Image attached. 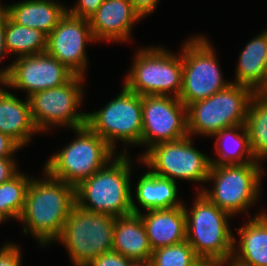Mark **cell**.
<instances>
[{
	"label": "cell",
	"mask_w": 267,
	"mask_h": 266,
	"mask_svg": "<svg viewBox=\"0 0 267 266\" xmlns=\"http://www.w3.org/2000/svg\"><path fill=\"white\" fill-rule=\"evenodd\" d=\"M41 179L32 178L25 206L19 218L23 232H28L40 246L54 243L76 204L75 186L53 178L45 170Z\"/></svg>",
	"instance_id": "obj_1"
},
{
	"label": "cell",
	"mask_w": 267,
	"mask_h": 266,
	"mask_svg": "<svg viewBox=\"0 0 267 266\" xmlns=\"http://www.w3.org/2000/svg\"><path fill=\"white\" fill-rule=\"evenodd\" d=\"M126 153L125 147L124 152L75 187L76 205L90 212L115 217L141 213L132 195L133 164Z\"/></svg>",
	"instance_id": "obj_2"
},
{
	"label": "cell",
	"mask_w": 267,
	"mask_h": 266,
	"mask_svg": "<svg viewBox=\"0 0 267 266\" xmlns=\"http://www.w3.org/2000/svg\"><path fill=\"white\" fill-rule=\"evenodd\" d=\"M186 214V240L203 262L222 263L232 260L234 237L229 226L228 212L218 208L198 192Z\"/></svg>",
	"instance_id": "obj_3"
},
{
	"label": "cell",
	"mask_w": 267,
	"mask_h": 266,
	"mask_svg": "<svg viewBox=\"0 0 267 266\" xmlns=\"http://www.w3.org/2000/svg\"><path fill=\"white\" fill-rule=\"evenodd\" d=\"M73 132L76 139L51 155L43 170L76 187L103 168L118 152L87 125L75 128Z\"/></svg>",
	"instance_id": "obj_4"
},
{
	"label": "cell",
	"mask_w": 267,
	"mask_h": 266,
	"mask_svg": "<svg viewBox=\"0 0 267 266\" xmlns=\"http://www.w3.org/2000/svg\"><path fill=\"white\" fill-rule=\"evenodd\" d=\"M136 53L123 86L140 96L179 98L183 68L181 52L176 55L162 46H152L141 48Z\"/></svg>",
	"instance_id": "obj_5"
},
{
	"label": "cell",
	"mask_w": 267,
	"mask_h": 266,
	"mask_svg": "<svg viewBox=\"0 0 267 266\" xmlns=\"http://www.w3.org/2000/svg\"><path fill=\"white\" fill-rule=\"evenodd\" d=\"M256 92L245 85L231 83L214 95L187 107L189 136L213 137L219 131L245 125L251 98Z\"/></svg>",
	"instance_id": "obj_6"
},
{
	"label": "cell",
	"mask_w": 267,
	"mask_h": 266,
	"mask_svg": "<svg viewBox=\"0 0 267 266\" xmlns=\"http://www.w3.org/2000/svg\"><path fill=\"white\" fill-rule=\"evenodd\" d=\"M261 166L258 162L211 165L207 181H213L214 187L207 190L202 186L197 193L233 217L239 212L248 213L261 193Z\"/></svg>",
	"instance_id": "obj_7"
},
{
	"label": "cell",
	"mask_w": 267,
	"mask_h": 266,
	"mask_svg": "<svg viewBox=\"0 0 267 266\" xmlns=\"http://www.w3.org/2000/svg\"><path fill=\"white\" fill-rule=\"evenodd\" d=\"M115 218L73 206L56 240L66 247L73 266H87L98 256L112 251Z\"/></svg>",
	"instance_id": "obj_8"
},
{
	"label": "cell",
	"mask_w": 267,
	"mask_h": 266,
	"mask_svg": "<svg viewBox=\"0 0 267 266\" xmlns=\"http://www.w3.org/2000/svg\"><path fill=\"white\" fill-rule=\"evenodd\" d=\"M210 40L192 36L182 45V87L179 99L188 107L226 88L232 82L223 78Z\"/></svg>",
	"instance_id": "obj_9"
},
{
	"label": "cell",
	"mask_w": 267,
	"mask_h": 266,
	"mask_svg": "<svg viewBox=\"0 0 267 266\" xmlns=\"http://www.w3.org/2000/svg\"><path fill=\"white\" fill-rule=\"evenodd\" d=\"M84 76L75 75L66 84L33 93L29 98L31 118L39 132L50 127H84L87 112H79L84 97ZM78 110V111H77Z\"/></svg>",
	"instance_id": "obj_10"
},
{
	"label": "cell",
	"mask_w": 267,
	"mask_h": 266,
	"mask_svg": "<svg viewBox=\"0 0 267 266\" xmlns=\"http://www.w3.org/2000/svg\"><path fill=\"white\" fill-rule=\"evenodd\" d=\"M86 125L114 150L119 140L122 144L141 146L142 96L123 86L118 96L105 107L87 113Z\"/></svg>",
	"instance_id": "obj_11"
},
{
	"label": "cell",
	"mask_w": 267,
	"mask_h": 266,
	"mask_svg": "<svg viewBox=\"0 0 267 266\" xmlns=\"http://www.w3.org/2000/svg\"><path fill=\"white\" fill-rule=\"evenodd\" d=\"M191 136L173 142L153 145L138 161L155 175L205 183L211 167L210 157L193 147ZM152 169V170H151Z\"/></svg>",
	"instance_id": "obj_12"
},
{
	"label": "cell",
	"mask_w": 267,
	"mask_h": 266,
	"mask_svg": "<svg viewBox=\"0 0 267 266\" xmlns=\"http://www.w3.org/2000/svg\"><path fill=\"white\" fill-rule=\"evenodd\" d=\"M189 136L187 107L173 96H142L141 146L151 148Z\"/></svg>",
	"instance_id": "obj_13"
},
{
	"label": "cell",
	"mask_w": 267,
	"mask_h": 266,
	"mask_svg": "<svg viewBox=\"0 0 267 266\" xmlns=\"http://www.w3.org/2000/svg\"><path fill=\"white\" fill-rule=\"evenodd\" d=\"M96 42L87 18L68 12L48 34L46 52L65 65L75 75L85 76L88 63L87 43Z\"/></svg>",
	"instance_id": "obj_14"
},
{
	"label": "cell",
	"mask_w": 267,
	"mask_h": 266,
	"mask_svg": "<svg viewBox=\"0 0 267 266\" xmlns=\"http://www.w3.org/2000/svg\"><path fill=\"white\" fill-rule=\"evenodd\" d=\"M75 74L47 52L19 57L11 63L9 88L26 91V97L49 88L60 87Z\"/></svg>",
	"instance_id": "obj_15"
},
{
	"label": "cell",
	"mask_w": 267,
	"mask_h": 266,
	"mask_svg": "<svg viewBox=\"0 0 267 266\" xmlns=\"http://www.w3.org/2000/svg\"><path fill=\"white\" fill-rule=\"evenodd\" d=\"M141 19L129 0H104L88 20L96 42L125 43Z\"/></svg>",
	"instance_id": "obj_16"
},
{
	"label": "cell",
	"mask_w": 267,
	"mask_h": 266,
	"mask_svg": "<svg viewBox=\"0 0 267 266\" xmlns=\"http://www.w3.org/2000/svg\"><path fill=\"white\" fill-rule=\"evenodd\" d=\"M152 250L186 240V214L183 206L139 213Z\"/></svg>",
	"instance_id": "obj_17"
},
{
	"label": "cell",
	"mask_w": 267,
	"mask_h": 266,
	"mask_svg": "<svg viewBox=\"0 0 267 266\" xmlns=\"http://www.w3.org/2000/svg\"><path fill=\"white\" fill-rule=\"evenodd\" d=\"M236 230L232 260L240 266H267V213L256 214Z\"/></svg>",
	"instance_id": "obj_18"
},
{
	"label": "cell",
	"mask_w": 267,
	"mask_h": 266,
	"mask_svg": "<svg viewBox=\"0 0 267 266\" xmlns=\"http://www.w3.org/2000/svg\"><path fill=\"white\" fill-rule=\"evenodd\" d=\"M0 132L8 135L22 148L34 134L40 133L31 118L30 102L17 98L0 87Z\"/></svg>",
	"instance_id": "obj_19"
},
{
	"label": "cell",
	"mask_w": 267,
	"mask_h": 266,
	"mask_svg": "<svg viewBox=\"0 0 267 266\" xmlns=\"http://www.w3.org/2000/svg\"><path fill=\"white\" fill-rule=\"evenodd\" d=\"M0 5L15 23L39 29L47 35L67 12V6L55 0H24L12 5Z\"/></svg>",
	"instance_id": "obj_20"
},
{
	"label": "cell",
	"mask_w": 267,
	"mask_h": 266,
	"mask_svg": "<svg viewBox=\"0 0 267 266\" xmlns=\"http://www.w3.org/2000/svg\"><path fill=\"white\" fill-rule=\"evenodd\" d=\"M112 250L132 261H150L153 250L139 214L115 218Z\"/></svg>",
	"instance_id": "obj_21"
},
{
	"label": "cell",
	"mask_w": 267,
	"mask_h": 266,
	"mask_svg": "<svg viewBox=\"0 0 267 266\" xmlns=\"http://www.w3.org/2000/svg\"><path fill=\"white\" fill-rule=\"evenodd\" d=\"M266 55L267 29L251 39L240 52L232 83L248 86L256 93L267 92Z\"/></svg>",
	"instance_id": "obj_22"
},
{
	"label": "cell",
	"mask_w": 267,
	"mask_h": 266,
	"mask_svg": "<svg viewBox=\"0 0 267 266\" xmlns=\"http://www.w3.org/2000/svg\"><path fill=\"white\" fill-rule=\"evenodd\" d=\"M135 197L146 211L183 206L177 199L178 187L175 181L155 175L149 169L137 181Z\"/></svg>",
	"instance_id": "obj_23"
},
{
	"label": "cell",
	"mask_w": 267,
	"mask_h": 266,
	"mask_svg": "<svg viewBox=\"0 0 267 266\" xmlns=\"http://www.w3.org/2000/svg\"><path fill=\"white\" fill-rule=\"evenodd\" d=\"M216 159L210 158L211 165H232L256 162L253 158L245 125L225 128L215 135Z\"/></svg>",
	"instance_id": "obj_24"
},
{
	"label": "cell",
	"mask_w": 267,
	"mask_h": 266,
	"mask_svg": "<svg viewBox=\"0 0 267 266\" xmlns=\"http://www.w3.org/2000/svg\"><path fill=\"white\" fill-rule=\"evenodd\" d=\"M5 48L17 58L44 53L47 50L48 35L36 28L15 23L5 12Z\"/></svg>",
	"instance_id": "obj_25"
},
{
	"label": "cell",
	"mask_w": 267,
	"mask_h": 266,
	"mask_svg": "<svg viewBox=\"0 0 267 266\" xmlns=\"http://www.w3.org/2000/svg\"><path fill=\"white\" fill-rule=\"evenodd\" d=\"M245 127L256 162L267 159V92L256 93L250 101Z\"/></svg>",
	"instance_id": "obj_26"
},
{
	"label": "cell",
	"mask_w": 267,
	"mask_h": 266,
	"mask_svg": "<svg viewBox=\"0 0 267 266\" xmlns=\"http://www.w3.org/2000/svg\"><path fill=\"white\" fill-rule=\"evenodd\" d=\"M32 177L19 172L11 180L0 184V214L6 219L19 220Z\"/></svg>",
	"instance_id": "obj_27"
},
{
	"label": "cell",
	"mask_w": 267,
	"mask_h": 266,
	"mask_svg": "<svg viewBox=\"0 0 267 266\" xmlns=\"http://www.w3.org/2000/svg\"><path fill=\"white\" fill-rule=\"evenodd\" d=\"M150 263L151 266H199L203 261L185 240L179 244L153 250Z\"/></svg>",
	"instance_id": "obj_28"
},
{
	"label": "cell",
	"mask_w": 267,
	"mask_h": 266,
	"mask_svg": "<svg viewBox=\"0 0 267 266\" xmlns=\"http://www.w3.org/2000/svg\"><path fill=\"white\" fill-rule=\"evenodd\" d=\"M131 262L128 257L112 250L98 256L87 266H130Z\"/></svg>",
	"instance_id": "obj_29"
},
{
	"label": "cell",
	"mask_w": 267,
	"mask_h": 266,
	"mask_svg": "<svg viewBox=\"0 0 267 266\" xmlns=\"http://www.w3.org/2000/svg\"><path fill=\"white\" fill-rule=\"evenodd\" d=\"M104 0H78L76 5L67 8V12L73 16L87 18L98 9Z\"/></svg>",
	"instance_id": "obj_30"
},
{
	"label": "cell",
	"mask_w": 267,
	"mask_h": 266,
	"mask_svg": "<svg viewBox=\"0 0 267 266\" xmlns=\"http://www.w3.org/2000/svg\"><path fill=\"white\" fill-rule=\"evenodd\" d=\"M1 3V2H0ZM4 16L5 11L0 5V62L5 55H7L6 48H5V31H4ZM10 71H11V64L9 66H6L2 70L0 69V86L2 85L5 87L8 86L9 79H10Z\"/></svg>",
	"instance_id": "obj_31"
},
{
	"label": "cell",
	"mask_w": 267,
	"mask_h": 266,
	"mask_svg": "<svg viewBox=\"0 0 267 266\" xmlns=\"http://www.w3.org/2000/svg\"><path fill=\"white\" fill-rule=\"evenodd\" d=\"M21 256V249L10 241L0 252V266H21Z\"/></svg>",
	"instance_id": "obj_32"
},
{
	"label": "cell",
	"mask_w": 267,
	"mask_h": 266,
	"mask_svg": "<svg viewBox=\"0 0 267 266\" xmlns=\"http://www.w3.org/2000/svg\"><path fill=\"white\" fill-rule=\"evenodd\" d=\"M15 158H0V184L11 180L19 173Z\"/></svg>",
	"instance_id": "obj_33"
},
{
	"label": "cell",
	"mask_w": 267,
	"mask_h": 266,
	"mask_svg": "<svg viewBox=\"0 0 267 266\" xmlns=\"http://www.w3.org/2000/svg\"><path fill=\"white\" fill-rule=\"evenodd\" d=\"M20 148L22 147L17 142L0 132V158H13Z\"/></svg>",
	"instance_id": "obj_34"
},
{
	"label": "cell",
	"mask_w": 267,
	"mask_h": 266,
	"mask_svg": "<svg viewBox=\"0 0 267 266\" xmlns=\"http://www.w3.org/2000/svg\"><path fill=\"white\" fill-rule=\"evenodd\" d=\"M129 1L131 2L135 11L143 19L147 15L155 11L160 0H129Z\"/></svg>",
	"instance_id": "obj_35"
},
{
	"label": "cell",
	"mask_w": 267,
	"mask_h": 266,
	"mask_svg": "<svg viewBox=\"0 0 267 266\" xmlns=\"http://www.w3.org/2000/svg\"><path fill=\"white\" fill-rule=\"evenodd\" d=\"M130 266H151L150 261H132Z\"/></svg>",
	"instance_id": "obj_36"
},
{
	"label": "cell",
	"mask_w": 267,
	"mask_h": 266,
	"mask_svg": "<svg viewBox=\"0 0 267 266\" xmlns=\"http://www.w3.org/2000/svg\"><path fill=\"white\" fill-rule=\"evenodd\" d=\"M218 266H240L235 263L233 260H228L226 262L218 263Z\"/></svg>",
	"instance_id": "obj_37"
},
{
	"label": "cell",
	"mask_w": 267,
	"mask_h": 266,
	"mask_svg": "<svg viewBox=\"0 0 267 266\" xmlns=\"http://www.w3.org/2000/svg\"><path fill=\"white\" fill-rule=\"evenodd\" d=\"M199 266H218V263H214V262H203Z\"/></svg>",
	"instance_id": "obj_38"
},
{
	"label": "cell",
	"mask_w": 267,
	"mask_h": 266,
	"mask_svg": "<svg viewBox=\"0 0 267 266\" xmlns=\"http://www.w3.org/2000/svg\"><path fill=\"white\" fill-rule=\"evenodd\" d=\"M4 221H7V220L0 214V224L3 223Z\"/></svg>",
	"instance_id": "obj_39"
},
{
	"label": "cell",
	"mask_w": 267,
	"mask_h": 266,
	"mask_svg": "<svg viewBox=\"0 0 267 266\" xmlns=\"http://www.w3.org/2000/svg\"><path fill=\"white\" fill-rule=\"evenodd\" d=\"M265 71H266V74H267V55H266V59H265Z\"/></svg>",
	"instance_id": "obj_40"
},
{
	"label": "cell",
	"mask_w": 267,
	"mask_h": 266,
	"mask_svg": "<svg viewBox=\"0 0 267 266\" xmlns=\"http://www.w3.org/2000/svg\"><path fill=\"white\" fill-rule=\"evenodd\" d=\"M8 243H5L1 248H0V252L1 250L7 245Z\"/></svg>",
	"instance_id": "obj_41"
}]
</instances>
